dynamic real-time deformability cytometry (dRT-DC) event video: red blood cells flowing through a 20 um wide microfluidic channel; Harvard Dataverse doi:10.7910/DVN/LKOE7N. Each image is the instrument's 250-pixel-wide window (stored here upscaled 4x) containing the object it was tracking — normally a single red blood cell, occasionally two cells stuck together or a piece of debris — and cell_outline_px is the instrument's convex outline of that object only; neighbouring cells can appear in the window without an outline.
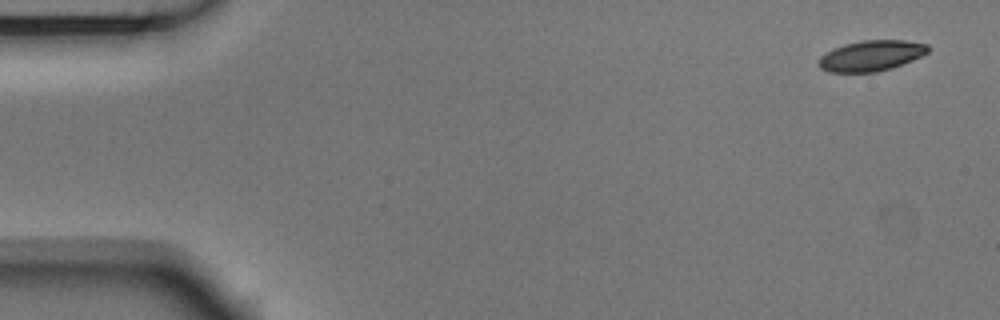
{"species": "Egyptian fruit bat (a non-hibernating species)", "species_latin": "Rousettus aegyptiacus", "temperature_condition": "room temperature", "stored_images_in_passage": 5, "segment_of_instrument_passage": [1, 2], "camera_frame_rate_fps": 3000, "um_per_image_px": 0.085, "animal": {"sex": "male"}, "frame": {"image": 1, "passage_image": 1, "time_ms": 0.0, "image_size_px": [1000, 320], "cell_outline_px": [[928, 52], [912, 60], [892, 68], [876, 72], [828, 72], [820, 68], [820, 56], [832, 48], [844, 44], [864, 40], [904, 40], [928, 44]], "centroid_in_image_um": [74.04, 4.73], "position_along_channel_um": 11.0, "area_um2": 19.42}}
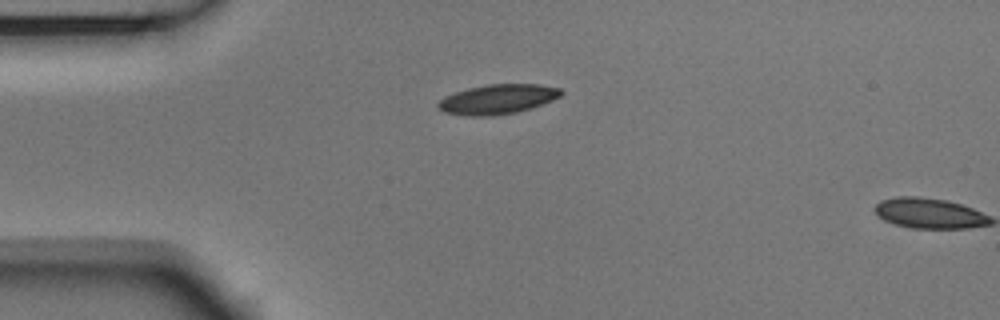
{"frame": {"image": 2, "passage_image": 4, "time_ms": 1.0, "image_size_px": [1000, 320], "cell_outline_px": [[564, 92], [560, 96], [552, 100], [532, 108], [516, 112], [492, 116], [468, 116], [444, 112], [436, 108], [436, 104], [444, 96], [468, 88], [488, 84], [540, 84], [560, 88]], "centroid_in_image_um": [42.28, 8.43], "position_along_channel_um": 42.7, "area_um2": 21.39}}